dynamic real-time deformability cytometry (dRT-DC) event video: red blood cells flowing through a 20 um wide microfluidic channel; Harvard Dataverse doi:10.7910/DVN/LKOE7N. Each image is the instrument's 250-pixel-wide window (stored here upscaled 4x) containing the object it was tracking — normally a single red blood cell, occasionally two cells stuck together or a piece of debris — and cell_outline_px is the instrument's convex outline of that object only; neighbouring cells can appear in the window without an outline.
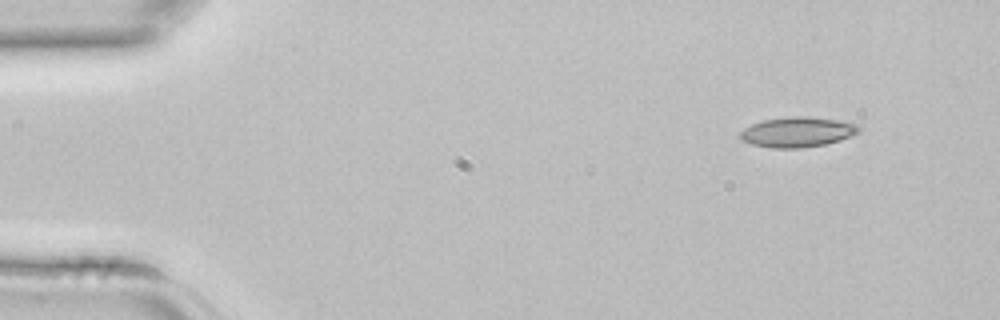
{"species": "common noctule bat (a hibernating species)", "species_latin": "Nyctalus noctula", "temperature_condition": "room temperature", "stored_images_in_passage": 4, "segment_of_instrument_passage": [1, 2], "camera_frame_rate_fps": 3000, "um_per_image_px": 0.085, "animal": {"sex": "female", "body_mass_g": 22.7, "forearm_length_mm": 54.2}, "frame": {"image": 1, "passage_image": 1, "time_ms": 0.0, "image_size_px": [1000, 320], "cell_outline_px": [[864, 128], [860, 132], [852, 136], [840, 140], [824, 144], [800, 148], [772, 148], [752, 144], [740, 140], [740, 132], [744, 128], [752, 124], [764, 120], [788, 116], [808, 116], [836, 120], [856, 124]], "centroid_in_image_um": [67.8, 11.22], "position_along_channel_um": 17.2, "area_um2": 20.92}}